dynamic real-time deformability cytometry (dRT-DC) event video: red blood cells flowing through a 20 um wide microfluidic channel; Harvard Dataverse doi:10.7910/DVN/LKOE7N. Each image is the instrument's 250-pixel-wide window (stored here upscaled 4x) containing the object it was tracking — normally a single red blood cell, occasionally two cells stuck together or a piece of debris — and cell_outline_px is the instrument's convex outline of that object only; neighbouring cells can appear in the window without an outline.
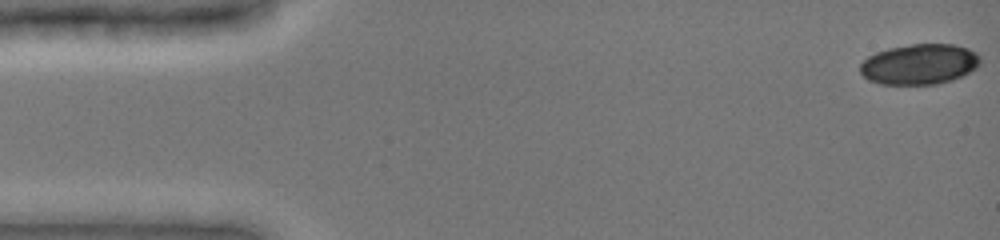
{"species": "common noctule bat (a hibernating species)", "species_latin": "Nyctalus noctula", "temperature_condition": "cold", "stored_images_in_passage": 22, "camera_frame_rate_fps": 3000, "um_per_image_px": 0.085, "animal": {"sex": "female", "body_mass_g": 19.0, "forearm_length_mm": 51.5}, "frame": {"image": 1, "passage_image": 1, "time_ms": 0.0, "image_size_px": [1000, 240], "cell_outline_px": [[980, 64], [976, 68], [964, 76], [952, 80], [936, 84], [880, 84], [868, 80], [860, 72], [860, 64], [868, 56], [876, 52], [888, 48], [912, 44], [956, 44], [968, 48], [976, 52], [980, 56]], "centroid_in_image_um": [78.17, 5.45], "position_along_channel_um": 6.8, "area_um2": 28.55}}
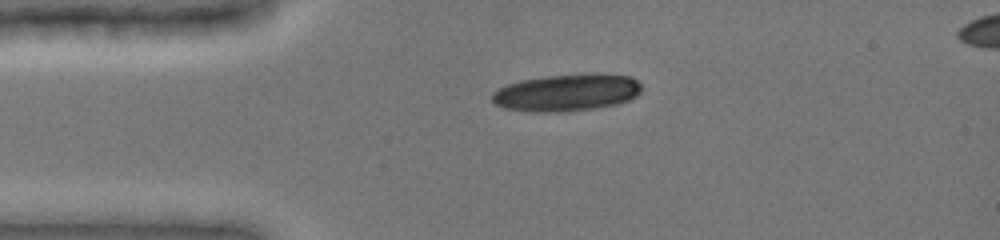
{"frame": {"image": 2, "passage_image": 11, "time_ms": 3.333, "image_size_px": [1000, 240], "cell_outline_px": [[640, 92], [636, 96], [620, 104], [564, 112], [528, 112], [504, 108], [496, 104], [492, 100], [492, 92], [508, 84], [520, 80], [548, 76], [588, 72], [632, 76], [640, 84]], "centroid_in_image_um": [48.18, 7.86], "position_along_channel_um": 36.8, "area_um2": 32.66}}